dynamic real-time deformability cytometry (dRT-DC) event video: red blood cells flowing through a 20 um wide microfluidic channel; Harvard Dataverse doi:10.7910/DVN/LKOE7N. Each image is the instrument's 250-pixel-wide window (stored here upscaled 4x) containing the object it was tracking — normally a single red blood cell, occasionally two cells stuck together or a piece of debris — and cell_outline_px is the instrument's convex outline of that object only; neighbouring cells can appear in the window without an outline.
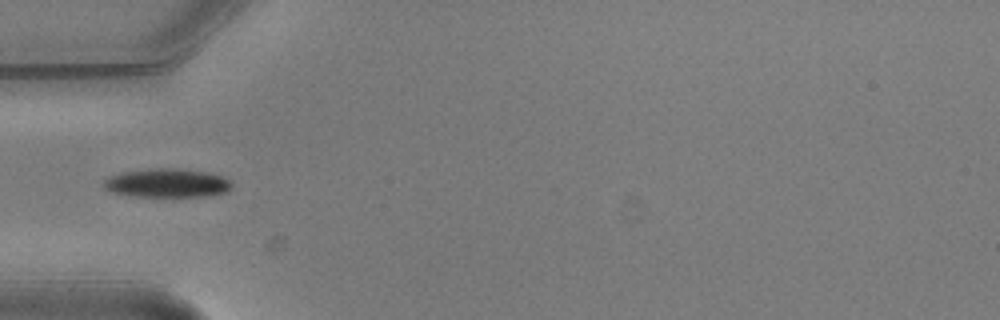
{"species": "common noctule bat (a hibernating species)", "species_latin": "Nyctalus noctula", "temperature_condition": "warm", "stored_images_in_passage": 1, "camera_frame_rate_fps": 3000, "um_per_image_px": 0.085, "animal": {"sex": "male", "body_mass_g": 20.5, "forearm_length_mm": 52.5}, "frame": {"image": 1, "passage_image": 1, "time_ms": 0.0, "image_size_px": [1000, 320], "cell_outline_px": [[232, 188], [228, 192], [208, 196], [132, 196], [112, 192], [104, 188], [104, 180], [108, 176], [120, 172], [148, 168], [176, 168], [208, 172], [232, 180]], "centroid_in_image_um": [14.21, 15.55], "position_along_channel_um": 70.8, "area_um2": 21.73}}